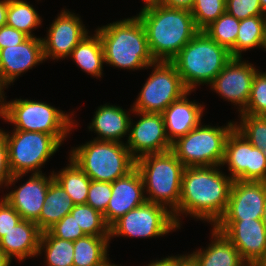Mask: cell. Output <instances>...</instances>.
Returning a JSON list of instances; mask_svg holds the SVG:
<instances>
[{
    "label": "cell",
    "mask_w": 266,
    "mask_h": 266,
    "mask_svg": "<svg viewBox=\"0 0 266 266\" xmlns=\"http://www.w3.org/2000/svg\"><path fill=\"white\" fill-rule=\"evenodd\" d=\"M240 114L266 116V71H256L251 85V93L246 108Z\"/></svg>",
    "instance_id": "d590c367"
},
{
    "label": "cell",
    "mask_w": 266,
    "mask_h": 266,
    "mask_svg": "<svg viewBox=\"0 0 266 266\" xmlns=\"http://www.w3.org/2000/svg\"><path fill=\"white\" fill-rule=\"evenodd\" d=\"M176 266H198L189 254L176 255Z\"/></svg>",
    "instance_id": "f6af8a7d"
},
{
    "label": "cell",
    "mask_w": 266,
    "mask_h": 266,
    "mask_svg": "<svg viewBox=\"0 0 266 266\" xmlns=\"http://www.w3.org/2000/svg\"><path fill=\"white\" fill-rule=\"evenodd\" d=\"M186 93L179 100L172 102L163 112L164 125L167 138L172 143L177 138L186 135L201 123L205 105L194 100H188Z\"/></svg>",
    "instance_id": "44dd1931"
},
{
    "label": "cell",
    "mask_w": 266,
    "mask_h": 266,
    "mask_svg": "<svg viewBox=\"0 0 266 266\" xmlns=\"http://www.w3.org/2000/svg\"><path fill=\"white\" fill-rule=\"evenodd\" d=\"M220 168L221 166L184 168L180 202L172 213L179 228L181 214H190L194 219L204 220L213 226L224 215L233 180L220 171Z\"/></svg>",
    "instance_id": "6da1fadb"
},
{
    "label": "cell",
    "mask_w": 266,
    "mask_h": 266,
    "mask_svg": "<svg viewBox=\"0 0 266 266\" xmlns=\"http://www.w3.org/2000/svg\"><path fill=\"white\" fill-rule=\"evenodd\" d=\"M47 231L54 237L72 242L86 236L83 230L76 223L75 218L71 213H68L64 218L55 223Z\"/></svg>",
    "instance_id": "74e56055"
},
{
    "label": "cell",
    "mask_w": 266,
    "mask_h": 266,
    "mask_svg": "<svg viewBox=\"0 0 266 266\" xmlns=\"http://www.w3.org/2000/svg\"><path fill=\"white\" fill-rule=\"evenodd\" d=\"M144 2V6H143V8H145V7H148V6H152V5H157V4H159V3H161V1L162 0H143Z\"/></svg>",
    "instance_id": "681fc988"
},
{
    "label": "cell",
    "mask_w": 266,
    "mask_h": 266,
    "mask_svg": "<svg viewBox=\"0 0 266 266\" xmlns=\"http://www.w3.org/2000/svg\"><path fill=\"white\" fill-rule=\"evenodd\" d=\"M226 12L239 20L264 15L259 0H226Z\"/></svg>",
    "instance_id": "f35d334b"
},
{
    "label": "cell",
    "mask_w": 266,
    "mask_h": 266,
    "mask_svg": "<svg viewBox=\"0 0 266 266\" xmlns=\"http://www.w3.org/2000/svg\"><path fill=\"white\" fill-rule=\"evenodd\" d=\"M258 69L253 64L233 57L210 84L211 90L238 106L241 113L247 106L253 77Z\"/></svg>",
    "instance_id": "9a60e30c"
},
{
    "label": "cell",
    "mask_w": 266,
    "mask_h": 266,
    "mask_svg": "<svg viewBox=\"0 0 266 266\" xmlns=\"http://www.w3.org/2000/svg\"><path fill=\"white\" fill-rule=\"evenodd\" d=\"M66 10L57 15L47 36L41 38L45 60L68 58L73 49L89 34L80 17Z\"/></svg>",
    "instance_id": "2e32d148"
},
{
    "label": "cell",
    "mask_w": 266,
    "mask_h": 266,
    "mask_svg": "<svg viewBox=\"0 0 266 266\" xmlns=\"http://www.w3.org/2000/svg\"><path fill=\"white\" fill-rule=\"evenodd\" d=\"M266 199V181L234 180L228 205L219 220L262 219Z\"/></svg>",
    "instance_id": "e0dca14e"
},
{
    "label": "cell",
    "mask_w": 266,
    "mask_h": 266,
    "mask_svg": "<svg viewBox=\"0 0 266 266\" xmlns=\"http://www.w3.org/2000/svg\"><path fill=\"white\" fill-rule=\"evenodd\" d=\"M21 220L20 214L2 197L0 199V238Z\"/></svg>",
    "instance_id": "ab89813d"
},
{
    "label": "cell",
    "mask_w": 266,
    "mask_h": 266,
    "mask_svg": "<svg viewBox=\"0 0 266 266\" xmlns=\"http://www.w3.org/2000/svg\"><path fill=\"white\" fill-rule=\"evenodd\" d=\"M136 168L146 189V201L163 205L173 213L180 202L182 174L185 168L181 161L169 150L141 156L136 159Z\"/></svg>",
    "instance_id": "5b68a950"
},
{
    "label": "cell",
    "mask_w": 266,
    "mask_h": 266,
    "mask_svg": "<svg viewBox=\"0 0 266 266\" xmlns=\"http://www.w3.org/2000/svg\"><path fill=\"white\" fill-rule=\"evenodd\" d=\"M262 223L264 224V226L266 227V199L264 202V209H263V215H262Z\"/></svg>",
    "instance_id": "816d5d0a"
},
{
    "label": "cell",
    "mask_w": 266,
    "mask_h": 266,
    "mask_svg": "<svg viewBox=\"0 0 266 266\" xmlns=\"http://www.w3.org/2000/svg\"><path fill=\"white\" fill-rule=\"evenodd\" d=\"M75 206L62 186L53 179L50 182L40 217L35 221L44 232L64 218Z\"/></svg>",
    "instance_id": "d4e9b609"
},
{
    "label": "cell",
    "mask_w": 266,
    "mask_h": 266,
    "mask_svg": "<svg viewBox=\"0 0 266 266\" xmlns=\"http://www.w3.org/2000/svg\"><path fill=\"white\" fill-rule=\"evenodd\" d=\"M11 259L0 248V266H10Z\"/></svg>",
    "instance_id": "c3c4849f"
},
{
    "label": "cell",
    "mask_w": 266,
    "mask_h": 266,
    "mask_svg": "<svg viewBox=\"0 0 266 266\" xmlns=\"http://www.w3.org/2000/svg\"><path fill=\"white\" fill-rule=\"evenodd\" d=\"M177 229L180 228L171 211L163 205L146 201L115 221L109 227V237L156 238Z\"/></svg>",
    "instance_id": "8fae6325"
},
{
    "label": "cell",
    "mask_w": 266,
    "mask_h": 266,
    "mask_svg": "<svg viewBox=\"0 0 266 266\" xmlns=\"http://www.w3.org/2000/svg\"><path fill=\"white\" fill-rule=\"evenodd\" d=\"M27 38V35L13 27L8 25L0 27V49L19 45Z\"/></svg>",
    "instance_id": "b9f144b4"
},
{
    "label": "cell",
    "mask_w": 266,
    "mask_h": 266,
    "mask_svg": "<svg viewBox=\"0 0 266 266\" xmlns=\"http://www.w3.org/2000/svg\"><path fill=\"white\" fill-rule=\"evenodd\" d=\"M214 227L234 244L247 264L266 266V227L261 219L219 220Z\"/></svg>",
    "instance_id": "4fadbf2b"
},
{
    "label": "cell",
    "mask_w": 266,
    "mask_h": 266,
    "mask_svg": "<svg viewBox=\"0 0 266 266\" xmlns=\"http://www.w3.org/2000/svg\"><path fill=\"white\" fill-rule=\"evenodd\" d=\"M190 11L196 28L203 31L226 12V0H194Z\"/></svg>",
    "instance_id": "e575fe53"
},
{
    "label": "cell",
    "mask_w": 266,
    "mask_h": 266,
    "mask_svg": "<svg viewBox=\"0 0 266 266\" xmlns=\"http://www.w3.org/2000/svg\"><path fill=\"white\" fill-rule=\"evenodd\" d=\"M8 0H0V27L6 25Z\"/></svg>",
    "instance_id": "bcb514c9"
},
{
    "label": "cell",
    "mask_w": 266,
    "mask_h": 266,
    "mask_svg": "<svg viewBox=\"0 0 266 266\" xmlns=\"http://www.w3.org/2000/svg\"><path fill=\"white\" fill-rule=\"evenodd\" d=\"M224 165H227L233 181H266V156L235 127L226 139L221 166Z\"/></svg>",
    "instance_id": "7c38bea8"
},
{
    "label": "cell",
    "mask_w": 266,
    "mask_h": 266,
    "mask_svg": "<svg viewBox=\"0 0 266 266\" xmlns=\"http://www.w3.org/2000/svg\"><path fill=\"white\" fill-rule=\"evenodd\" d=\"M96 266H120V265H116L110 262L109 257L102 263H100L99 265Z\"/></svg>",
    "instance_id": "f907efd6"
},
{
    "label": "cell",
    "mask_w": 266,
    "mask_h": 266,
    "mask_svg": "<svg viewBox=\"0 0 266 266\" xmlns=\"http://www.w3.org/2000/svg\"><path fill=\"white\" fill-rule=\"evenodd\" d=\"M68 166L57 173L54 179L62 186L75 205L86 204L91 179L69 158Z\"/></svg>",
    "instance_id": "f1b7e54d"
},
{
    "label": "cell",
    "mask_w": 266,
    "mask_h": 266,
    "mask_svg": "<svg viewBox=\"0 0 266 266\" xmlns=\"http://www.w3.org/2000/svg\"><path fill=\"white\" fill-rule=\"evenodd\" d=\"M42 231L34 221H19L10 231L0 238V248L12 260L19 261L37 257Z\"/></svg>",
    "instance_id": "7402d4cb"
},
{
    "label": "cell",
    "mask_w": 266,
    "mask_h": 266,
    "mask_svg": "<svg viewBox=\"0 0 266 266\" xmlns=\"http://www.w3.org/2000/svg\"><path fill=\"white\" fill-rule=\"evenodd\" d=\"M144 184L139 170L135 167L127 175L112 182V196L103 214L110 227L130 210L146 202Z\"/></svg>",
    "instance_id": "d6986e66"
},
{
    "label": "cell",
    "mask_w": 266,
    "mask_h": 266,
    "mask_svg": "<svg viewBox=\"0 0 266 266\" xmlns=\"http://www.w3.org/2000/svg\"><path fill=\"white\" fill-rule=\"evenodd\" d=\"M150 67L154 70L145 81L132 109L144 113H162L189 90L171 62L155 61Z\"/></svg>",
    "instance_id": "30bf717a"
},
{
    "label": "cell",
    "mask_w": 266,
    "mask_h": 266,
    "mask_svg": "<svg viewBox=\"0 0 266 266\" xmlns=\"http://www.w3.org/2000/svg\"><path fill=\"white\" fill-rule=\"evenodd\" d=\"M194 0H162L161 4L179 9L191 10Z\"/></svg>",
    "instance_id": "7bdbcfd3"
},
{
    "label": "cell",
    "mask_w": 266,
    "mask_h": 266,
    "mask_svg": "<svg viewBox=\"0 0 266 266\" xmlns=\"http://www.w3.org/2000/svg\"><path fill=\"white\" fill-rule=\"evenodd\" d=\"M45 61L41 37H28L16 46L0 49V82L6 88L18 76Z\"/></svg>",
    "instance_id": "ac0fdd59"
},
{
    "label": "cell",
    "mask_w": 266,
    "mask_h": 266,
    "mask_svg": "<svg viewBox=\"0 0 266 266\" xmlns=\"http://www.w3.org/2000/svg\"><path fill=\"white\" fill-rule=\"evenodd\" d=\"M70 114L46 102L15 99L4 103L2 119L15 125L13 130L36 131L54 136L61 144L77 123Z\"/></svg>",
    "instance_id": "52a82bcc"
},
{
    "label": "cell",
    "mask_w": 266,
    "mask_h": 266,
    "mask_svg": "<svg viewBox=\"0 0 266 266\" xmlns=\"http://www.w3.org/2000/svg\"><path fill=\"white\" fill-rule=\"evenodd\" d=\"M239 26L240 20L225 12L203 31L213 41L230 51L235 46Z\"/></svg>",
    "instance_id": "1f68e13d"
},
{
    "label": "cell",
    "mask_w": 266,
    "mask_h": 266,
    "mask_svg": "<svg viewBox=\"0 0 266 266\" xmlns=\"http://www.w3.org/2000/svg\"><path fill=\"white\" fill-rule=\"evenodd\" d=\"M112 196V182L91 180L86 204L104 214Z\"/></svg>",
    "instance_id": "8d00e7d4"
},
{
    "label": "cell",
    "mask_w": 266,
    "mask_h": 266,
    "mask_svg": "<svg viewBox=\"0 0 266 266\" xmlns=\"http://www.w3.org/2000/svg\"><path fill=\"white\" fill-rule=\"evenodd\" d=\"M11 132H5L12 174L7 187L15 184L28 172L42 174L41 167L61 146V143L50 134L21 130Z\"/></svg>",
    "instance_id": "ba28073f"
},
{
    "label": "cell",
    "mask_w": 266,
    "mask_h": 266,
    "mask_svg": "<svg viewBox=\"0 0 266 266\" xmlns=\"http://www.w3.org/2000/svg\"><path fill=\"white\" fill-rule=\"evenodd\" d=\"M131 111L140 116L136 124L130 121L129 136H126V147L135 159L171 150L172 143L167 138L162 113Z\"/></svg>",
    "instance_id": "5bb4252c"
},
{
    "label": "cell",
    "mask_w": 266,
    "mask_h": 266,
    "mask_svg": "<svg viewBox=\"0 0 266 266\" xmlns=\"http://www.w3.org/2000/svg\"><path fill=\"white\" fill-rule=\"evenodd\" d=\"M246 266H259V265L247 264Z\"/></svg>",
    "instance_id": "11a10c76"
},
{
    "label": "cell",
    "mask_w": 266,
    "mask_h": 266,
    "mask_svg": "<svg viewBox=\"0 0 266 266\" xmlns=\"http://www.w3.org/2000/svg\"><path fill=\"white\" fill-rule=\"evenodd\" d=\"M12 174L9 167L8 145L5 138V131L0 129V187H6Z\"/></svg>",
    "instance_id": "60d3db41"
},
{
    "label": "cell",
    "mask_w": 266,
    "mask_h": 266,
    "mask_svg": "<svg viewBox=\"0 0 266 266\" xmlns=\"http://www.w3.org/2000/svg\"><path fill=\"white\" fill-rule=\"evenodd\" d=\"M240 122L235 121V128L266 156V116L239 114Z\"/></svg>",
    "instance_id": "836d02e7"
},
{
    "label": "cell",
    "mask_w": 266,
    "mask_h": 266,
    "mask_svg": "<svg viewBox=\"0 0 266 266\" xmlns=\"http://www.w3.org/2000/svg\"><path fill=\"white\" fill-rule=\"evenodd\" d=\"M264 28H265V38H266V14H264Z\"/></svg>",
    "instance_id": "db71d44e"
},
{
    "label": "cell",
    "mask_w": 266,
    "mask_h": 266,
    "mask_svg": "<svg viewBox=\"0 0 266 266\" xmlns=\"http://www.w3.org/2000/svg\"><path fill=\"white\" fill-rule=\"evenodd\" d=\"M75 61L77 66L88 75L100 78L103 75L104 51L99 34L86 35L84 39L73 49L69 58Z\"/></svg>",
    "instance_id": "484cf974"
},
{
    "label": "cell",
    "mask_w": 266,
    "mask_h": 266,
    "mask_svg": "<svg viewBox=\"0 0 266 266\" xmlns=\"http://www.w3.org/2000/svg\"><path fill=\"white\" fill-rule=\"evenodd\" d=\"M146 266H176V256H166L163 259L155 260L147 264Z\"/></svg>",
    "instance_id": "ee69618b"
},
{
    "label": "cell",
    "mask_w": 266,
    "mask_h": 266,
    "mask_svg": "<svg viewBox=\"0 0 266 266\" xmlns=\"http://www.w3.org/2000/svg\"><path fill=\"white\" fill-rule=\"evenodd\" d=\"M101 39L104 62L128 70L147 69L155 62L143 24L137 16L95 30Z\"/></svg>",
    "instance_id": "3957f363"
},
{
    "label": "cell",
    "mask_w": 266,
    "mask_h": 266,
    "mask_svg": "<svg viewBox=\"0 0 266 266\" xmlns=\"http://www.w3.org/2000/svg\"><path fill=\"white\" fill-rule=\"evenodd\" d=\"M38 11L25 0H8L6 25L34 37L33 29L41 25L42 19Z\"/></svg>",
    "instance_id": "4dcf8cb0"
},
{
    "label": "cell",
    "mask_w": 266,
    "mask_h": 266,
    "mask_svg": "<svg viewBox=\"0 0 266 266\" xmlns=\"http://www.w3.org/2000/svg\"><path fill=\"white\" fill-rule=\"evenodd\" d=\"M70 213L86 235L109 236V226L105 223L103 214L90 205H75Z\"/></svg>",
    "instance_id": "d6a6232c"
},
{
    "label": "cell",
    "mask_w": 266,
    "mask_h": 266,
    "mask_svg": "<svg viewBox=\"0 0 266 266\" xmlns=\"http://www.w3.org/2000/svg\"><path fill=\"white\" fill-rule=\"evenodd\" d=\"M110 237L86 235L74 241L73 266H96L108 258Z\"/></svg>",
    "instance_id": "83f0119b"
},
{
    "label": "cell",
    "mask_w": 266,
    "mask_h": 266,
    "mask_svg": "<svg viewBox=\"0 0 266 266\" xmlns=\"http://www.w3.org/2000/svg\"><path fill=\"white\" fill-rule=\"evenodd\" d=\"M212 240L206 249H198L189 254L198 266H246L239 251L214 226Z\"/></svg>",
    "instance_id": "cb8c5ba5"
},
{
    "label": "cell",
    "mask_w": 266,
    "mask_h": 266,
    "mask_svg": "<svg viewBox=\"0 0 266 266\" xmlns=\"http://www.w3.org/2000/svg\"><path fill=\"white\" fill-rule=\"evenodd\" d=\"M144 26L155 61L170 62L199 32L190 10L161 3L142 8L136 15Z\"/></svg>",
    "instance_id": "7a4b0ae2"
},
{
    "label": "cell",
    "mask_w": 266,
    "mask_h": 266,
    "mask_svg": "<svg viewBox=\"0 0 266 266\" xmlns=\"http://www.w3.org/2000/svg\"><path fill=\"white\" fill-rule=\"evenodd\" d=\"M45 250V251H44ZM45 253L47 266H73L74 242L52 236L48 231L42 232L38 255Z\"/></svg>",
    "instance_id": "f546056e"
},
{
    "label": "cell",
    "mask_w": 266,
    "mask_h": 266,
    "mask_svg": "<svg viewBox=\"0 0 266 266\" xmlns=\"http://www.w3.org/2000/svg\"><path fill=\"white\" fill-rule=\"evenodd\" d=\"M232 58L228 49L199 31L170 62L192 92L201 84L210 85Z\"/></svg>",
    "instance_id": "277c9868"
},
{
    "label": "cell",
    "mask_w": 266,
    "mask_h": 266,
    "mask_svg": "<svg viewBox=\"0 0 266 266\" xmlns=\"http://www.w3.org/2000/svg\"><path fill=\"white\" fill-rule=\"evenodd\" d=\"M92 122L89 124V131L98 134L93 138L96 140L123 142L125 135H129L131 116L125 109L116 105L104 104L94 112Z\"/></svg>",
    "instance_id": "603a6c76"
},
{
    "label": "cell",
    "mask_w": 266,
    "mask_h": 266,
    "mask_svg": "<svg viewBox=\"0 0 266 266\" xmlns=\"http://www.w3.org/2000/svg\"><path fill=\"white\" fill-rule=\"evenodd\" d=\"M234 127V121L222 127L200 123L172 142L171 151L185 167L221 166L226 139Z\"/></svg>",
    "instance_id": "9c48e42d"
},
{
    "label": "cell",
    "mask_w": 266,
    "mask_h": 266,
    "mask_svg": "<svg viewBox=\"0 0 266 266\" xmlns=\"http://www.w3.org/2000/svg\"><path fill=\"white\" fill-rule=\"evenodd\" d=\"M264 48L266 51V38L264 28V15L253 16L240 20L235 46L230 50L232 57H242V52L254 48Z\"/></svg>",
    "instance_id": "4316f807"
},
{
    "label": "cell",
    "mask_w": 266,
    "mask_h": 266,
    "mask_svg": "<svg viewBox=\"0 0 266 266\" xmlns=\"http://www.w3.org/2000/svg\"><path fill=\"white\" fill-rule=\"evenodd\" d=\"M53 179V171L48 177L43 173L31 174L23 185L3 197L20 214L21 219L35 222L40 217L47 190Z\"/></svg>",
    "instance_id": "ffe728a7"
},
{
    "label": "cell",
    "mask_w": 266,
    "mask_h": 266,
    "mask_svg": "<svg viewBox=\"0 0 266 266\" xmlns=\"http://www.w3.org/2000/svg\"><path fill=\"white\" fill-rule=\"evenodd\" d=\"M4 89L6 88L0 82V118H2L4 111V103H5Z\"/></svg>",
    "instance_id": "7dc6e473"
},
{
    "label": "cell",
    "mask_w": 266,
    "mask_h": 266,
    "mask_svg": "<svg viewBox=\"0 0 266 266\" xmlns=\"http://www.w3.org/2000/svg\"><path fill=\"white\" fill-rule=\"evenodd\" d=\"M69 156L91 180L100 182H114L136 167L124 142L93 139L73 148Z\"/></svg>",
    "instance_id": "8992f818"
},
{
    "label": "cell",
    "mask_w": 266,
    "mask_h": 266,
    "mask_svg": "<svg viewBox=\"0 0 266 266\" xmlns=\"http://www.w3.org/2000/svg\"><path fill=\"white\" fill-rule=\"evenodd\" d=\"M264 14H266V0H259Z\"/></svg>",
    "instance_id": "f5cc1de1"
}]
</instances>
